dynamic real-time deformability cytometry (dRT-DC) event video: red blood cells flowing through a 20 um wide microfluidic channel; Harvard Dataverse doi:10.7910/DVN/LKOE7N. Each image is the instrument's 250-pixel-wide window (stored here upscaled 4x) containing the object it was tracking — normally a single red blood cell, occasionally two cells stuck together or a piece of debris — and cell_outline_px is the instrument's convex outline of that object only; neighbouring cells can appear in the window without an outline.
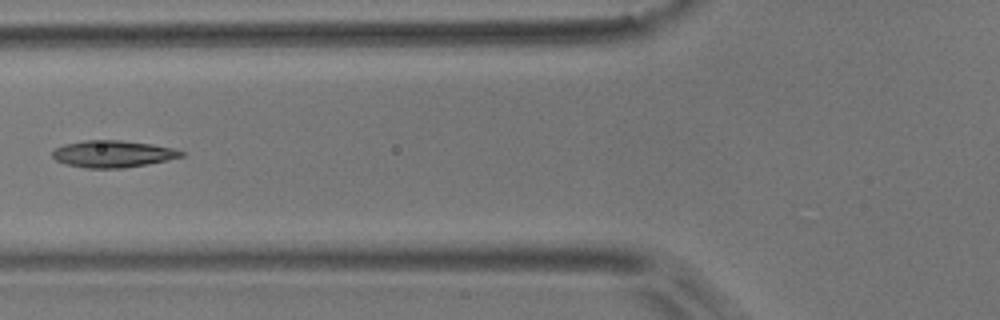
{"species": "common noctule bat (a hibernating species)", "species_latin": "Nyctalus noctula", "temperature_condition": "room temperature", "stored_images_in_passage": 7, "camera_frame_rate_fps": 3000, "um_per_image_px": 0.085, "animal": {"sex": "male", "body_mass_g": 17.9}, "frame": {"image": 1, "passage_image": 6, "time_ms": 1.667, "image_size_px": [1000, 320], "cell_outline_px": [[184, 156], [168, 160], [148, 164], [124, 168], [88, 168], [64, 164], [56, 160], [52, 156], [52, 152], [56, 148], [64, 144], [84, 140], [120, 140], [152, 144], [172, 148], [184, 152]], "centroid_in_image_um": [9.58, 13.08], "position_along_channel_um": 116.2, "area_um2": 20.23}}
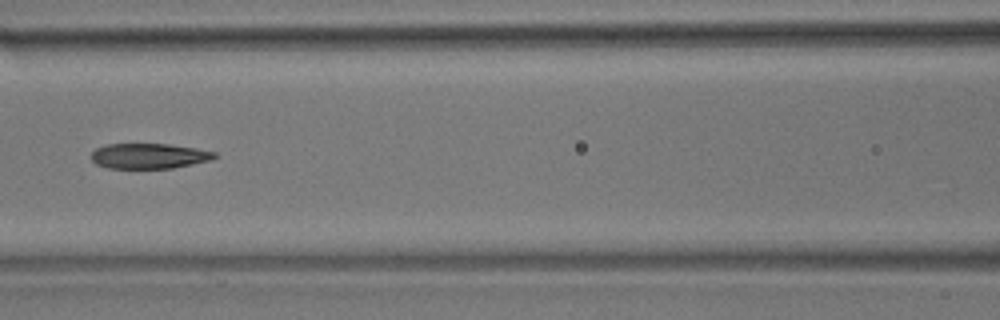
{"frame": {"image": 2, "passage_image": 7, "time_ms": 2.0, "image_size_px": [1000, 320], "cell_outline_px": [[216, 156], [212, 160], [172, 168], [108, 168], [96, 164], [92, 160], [92, 152], [96, 148], [108, 144], [168, 144], [196, 148], [216, 152]], "centroid_in_image_um": [12.67, 13.26], "position_along_channel_um": 153.9, "area_um2": 18.09}}